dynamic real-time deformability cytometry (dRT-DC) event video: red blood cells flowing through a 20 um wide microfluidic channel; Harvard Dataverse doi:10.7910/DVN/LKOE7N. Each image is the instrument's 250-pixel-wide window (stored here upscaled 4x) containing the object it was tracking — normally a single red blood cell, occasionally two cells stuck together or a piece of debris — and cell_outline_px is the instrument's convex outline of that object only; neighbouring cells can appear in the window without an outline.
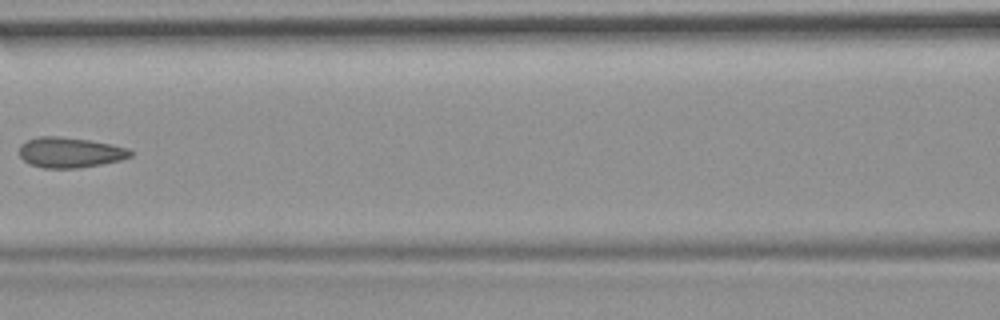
{"species": "common noctule bat (a hibernating species)", "species_latin": "Nyctalus noctula", "temperature_condition": "room temperature", "stored_images_in_passage": 11, "camera_frame_rate_fps": 3000, "um_per_image_px": 0.085, "animal": {"sex": "female", "body_mass_g": 19.9}, "frame": {"image": 1, "passage_image": 7, "time_ms": 2.0, "image_size_px": [1000, 320], "cell_outline_px": [[136, 152], [132, 156], [120, 160], [100, 164], [76, 168], [44, 168], [28, 164], [20, 156], [20, 144], [28, 140], [40, 136], [56, 136], [88, 140], [112, 144], [128, 148]], "centroid_in_image_um": [5.97, 12.96], "position_along_channel_um": 160.6, "area_um2": 19.65}}